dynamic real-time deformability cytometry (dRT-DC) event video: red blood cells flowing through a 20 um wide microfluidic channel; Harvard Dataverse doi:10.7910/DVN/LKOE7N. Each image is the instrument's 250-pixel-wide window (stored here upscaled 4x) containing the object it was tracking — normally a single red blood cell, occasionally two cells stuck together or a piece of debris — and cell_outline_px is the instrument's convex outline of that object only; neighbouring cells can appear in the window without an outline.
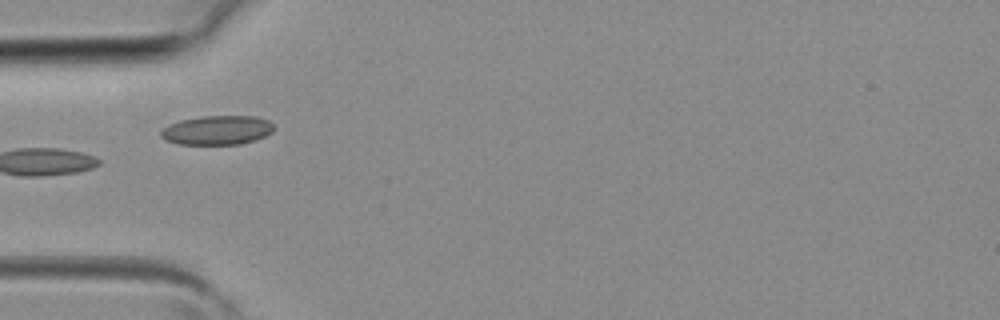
{"species": "common noctule bat (a hibernating species)", "species_latin": "Nyctalus noctula", "temperature_condition": "room temperature", "stored_images_in_passage": 4, "camera_frame_rate_fps": 3000, "um_per_image_px": 0.085, "animal": {"sex": "female", "body_mass_g": 19.3, "forearm_length_mm": 54.1}, "frame": {"image": 1, "passage_image": 3, "time_ms": 0.667, "image_size_px": [1000, 320], "cell_outline_px": [[272, 132], [264, 136], [240, 144], [180, 144], [164, 140], [160, 136], [160, 132], [168, 124], [180, 120], [204, 116], [256, 116], [268, 120], [272, 124]], "centroid_in_image_um": [18.42, 11.06], "position_along_channel_um": 66.6, "area_um2": 19.07}}
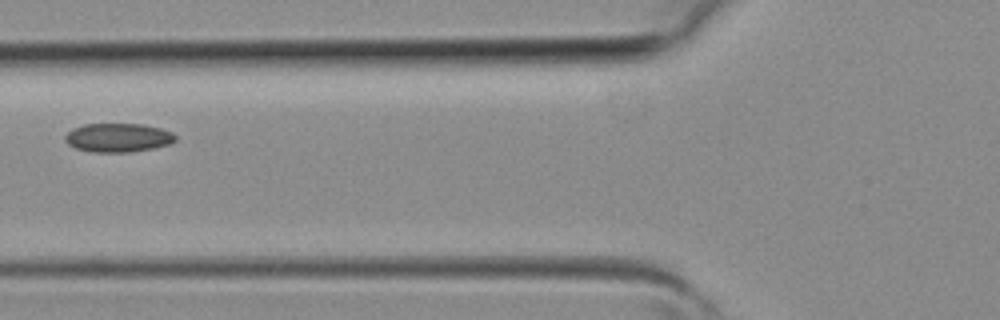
{"frame": {"image": 2, "passage_image": 4, "time_ms": 1.0, "image_size_px": [1000, 320], "cell_outline_px": [[176, 140], [168, 144], [152, 148], [128, 152], [96, 152], [76, 148], [68, 144], [64, 140], [64, 136], [72, 128], [84, 124], [144, 124], [160, 128], [172, 132], [176, 136]], "centroid_in_image_um": [10.02, 11.69], "position_along_channel_um": 115.8, "area_um2": 18.44}}